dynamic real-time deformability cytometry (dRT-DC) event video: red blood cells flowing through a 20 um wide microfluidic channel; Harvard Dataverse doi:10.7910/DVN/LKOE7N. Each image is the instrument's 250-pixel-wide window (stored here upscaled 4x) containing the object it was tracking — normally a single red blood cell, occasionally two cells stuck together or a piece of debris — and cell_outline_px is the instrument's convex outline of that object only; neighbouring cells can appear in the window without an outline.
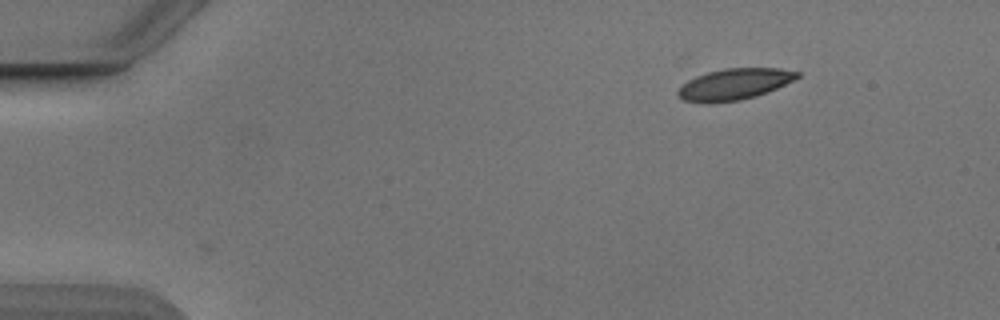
{"species": "Egyptian fruit bat (a non-hibernating species)", "species_latin": "Rousettus aegyptiacus", "temperature_condition": "cold", "stored_images_in_passage": 2, "camera_frame_rate_fps": 3000, "um_per_image_px": 0.085, "animal": {"sex": "male"}, "frame": {"image": 1, "passage_image": 1, "time_ms": 0.0, "image_size_px": [1000, 320], "cell_outline_px": [[800, 76], [776, 88], [756, 96], [740, 100], [708, 104], [684, 100], [676, 92], [688, 80], [696, 76], [708, 72], [724, 68], [780, 68], [800, 72]], "centroid_in_image_um": [62.41, 7.16], "position_along_channel_um": 22.6, "area_um2": 21.56}}